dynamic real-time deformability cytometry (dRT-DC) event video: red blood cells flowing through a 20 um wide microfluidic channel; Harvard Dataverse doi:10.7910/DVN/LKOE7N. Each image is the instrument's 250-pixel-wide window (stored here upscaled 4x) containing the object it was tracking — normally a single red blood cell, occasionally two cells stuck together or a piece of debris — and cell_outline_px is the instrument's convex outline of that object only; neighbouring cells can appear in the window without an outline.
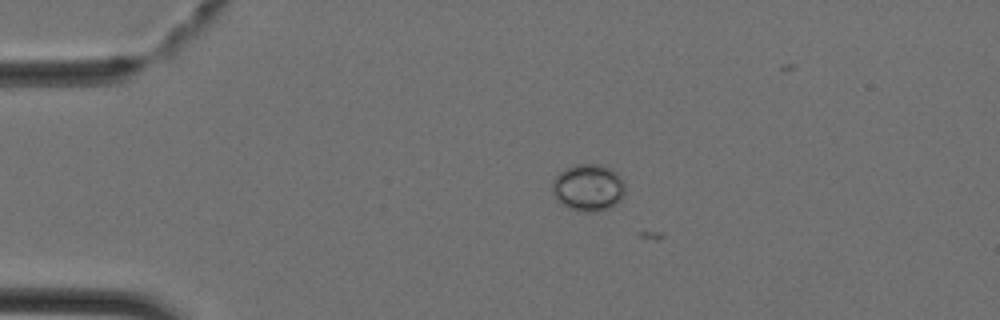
{"species": "Egyptian fruit bat (a non-hibernating species)", "species_latin": "Rousettus aegyptiacus", "temperature_condition": "cold", "stored_images_in_passage": 12, "camera_frame_rate_fps": 3000, "um_per_image_px": 0.085, "animal": {"sex": "female"}, "frame": {"image": 1, "passage_image": 9, "time_ms": 2.667, "image_size_px": [1000, 320], "cell_outline_px": [[624, 192], [620, 200], [612, 208], [596, 212], [584, 212], [568, 208], [560, 204], [552, 192], [552, 180], [564, 168], [576, 164], [596, 164], [612, 168], [624, 180]], "centroid_in_image_um": [50.0, 15.95], "position_along_channel_um": 35.0, "area_um2": 20.29}}